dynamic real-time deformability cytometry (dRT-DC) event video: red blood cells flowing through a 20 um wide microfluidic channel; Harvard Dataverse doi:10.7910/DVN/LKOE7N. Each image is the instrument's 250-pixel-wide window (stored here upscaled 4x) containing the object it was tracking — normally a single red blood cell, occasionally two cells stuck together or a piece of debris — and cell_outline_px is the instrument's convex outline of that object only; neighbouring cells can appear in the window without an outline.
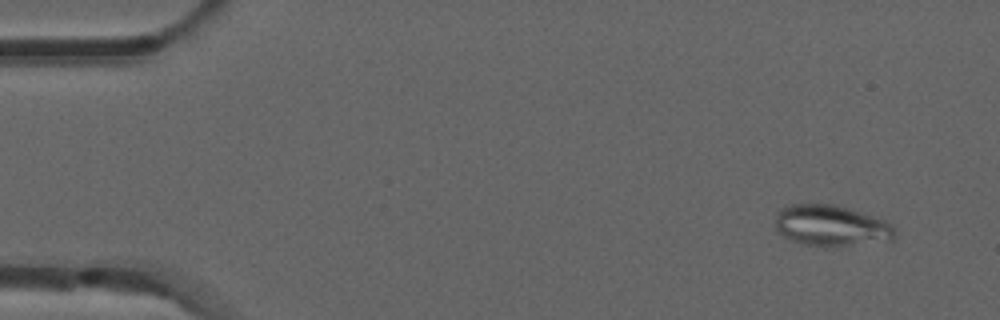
{"species": "common noctule bat (a hibernating species)", "species_latin": "Nyctalus noctula", "temperature_condition": "room temperature", "stored_images_in_passage": 13, "camera_frame_rate_fps": 3000, "um_per_image_px": 0.085, "animal": {"sex": "male", "forearm_length_mm": 52.5}, "frame": {"image": 1, "passage_image": 4, "time_ms": 1.0, "image_size_px": [1000, 320], "cell_outline_px": [[896, 232], [892, 240], [824, 248], [804, 244], [792, 240], [776, 232], [776, 212], [780, 208], [788, 204], [832, 204], [848, 208], [872, 216], [888, 224]], "centroid_in_image_um": [70.56, 19.19], "position_along_channel_um": 14.4, "area_um2": 28.5}}